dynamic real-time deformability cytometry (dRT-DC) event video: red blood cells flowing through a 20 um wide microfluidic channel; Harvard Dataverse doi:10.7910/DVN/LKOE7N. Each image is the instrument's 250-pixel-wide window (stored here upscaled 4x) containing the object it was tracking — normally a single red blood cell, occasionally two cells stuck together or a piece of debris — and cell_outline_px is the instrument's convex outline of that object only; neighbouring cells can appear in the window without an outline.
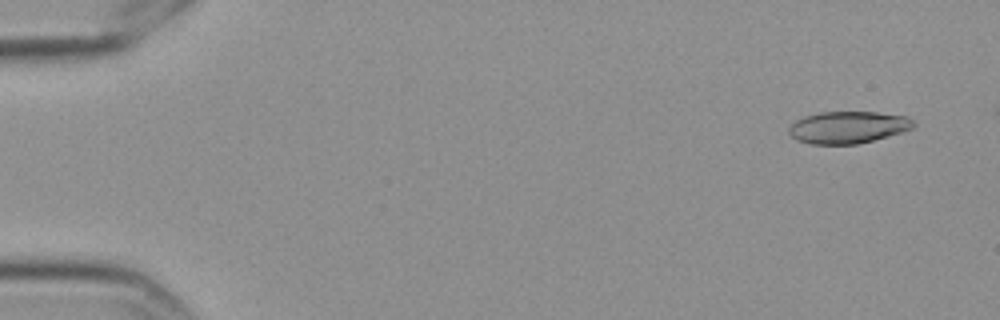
{"species": "Egyptian fruit bat (a non-hibernating species)", "species_latin": "Rousettus aegyptiacus", "temperature_condition": "cold", "stored_images_in_passage": 55, "camera_frame_rate_fps": 3000, "um_per_image_px": 0.085, "frame": {"image": 1, "passage_image": 4, "time_ms": 1.0, "image_size_px": [1000, 320], "cell_outline_px": [[916, 124], [912, 128], [888, 136], [856, 144], [812, 144], [796, 140], [788, 132], [788, 128], [796, 120], [804, 116], [820, 112], [876, 112], [908, 116]], "centroid_in_image_um": [72.06, 10.81], "position_along_channel_um": 12.9, "area_um2": 23.18}}
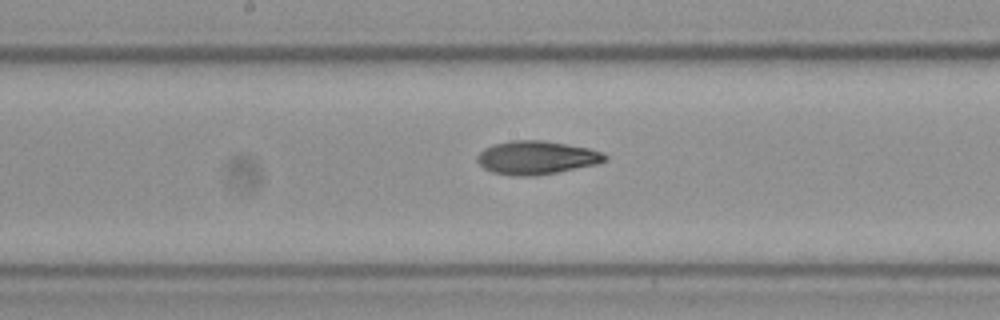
{"frame": {"image": 2, "passage_image": 31, "time_ms": 10.0, "image_size_px": [1000, 320], "cell_outline_px": [[608, 160], [596, 164], [536, 176], [512, 176], [492, 172], [484, 168], [476, 160], [476, 156], [484, 148], [496, 144], [512, 140], [540, 140], [588, 148], [600, 152], [608, 156]], "centroid_in_image_um": [45.57, 13.41], "position_along_channel_um": 202.6, "area_um2": 24.68}}
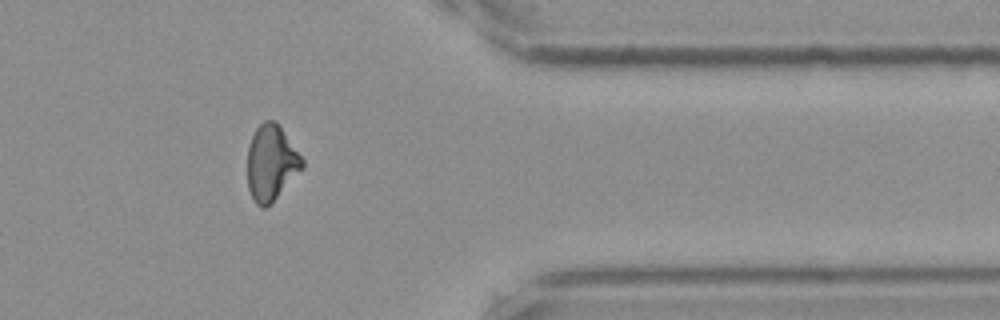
{"frame": {"image": 3, "passage_image": 48, "time_ms": 15.667, "image_size_px": [1000, 320], "cell_outline_px": [[304, 168], [272, 204], [264, 208], [260, 208], [256, 204], [248, 188], [248, 144], [256, 128], [264, 120], [276, 120], [304, 160]], "centroid_in_image_um": [23.07, 13.86], "position_along_channel_um": 388.3, "area_um2": 24.45}, "authors_computed_cell_mechanics": {"area_um2": 24.1604, "velocity_mm_per_s": 3.5373, "shape_relaxation_time_tau1_ms": 6.8757, "shape_relaxation_time_tau2_ms": 4.4899, "deformation_change_tau1": 0.1564, "deformation_change_tau2": 0.1159}}